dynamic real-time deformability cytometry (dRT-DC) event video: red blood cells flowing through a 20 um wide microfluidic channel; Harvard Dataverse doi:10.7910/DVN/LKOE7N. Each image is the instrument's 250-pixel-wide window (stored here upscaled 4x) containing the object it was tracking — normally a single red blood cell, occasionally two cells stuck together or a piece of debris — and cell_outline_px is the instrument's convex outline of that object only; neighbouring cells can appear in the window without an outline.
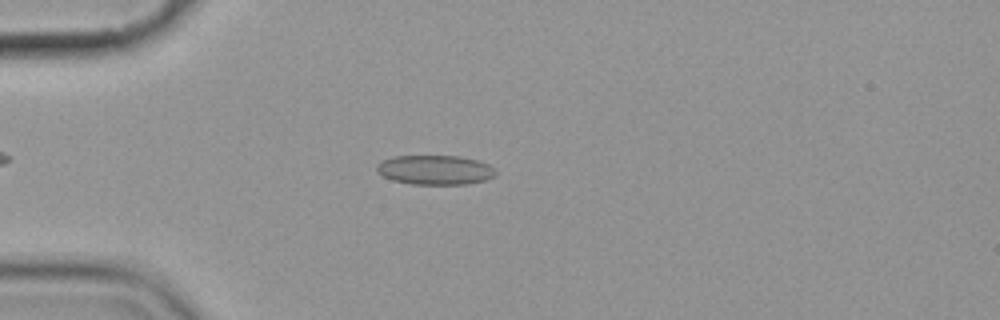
{"species": "common noctule bat (a hibernating species)", "species_latin": "Nyctalus noctula", "temperature_condition": "cold", "stored_images_in_passage": 7, "camera_frame_rate_fps": 3000, "um_per_image_px": 0.085, "animal": {"sex": "female", "body_mass_g": 19.9}, "frame": {"image": 1, "passage_image": 4, "time_ms": 3.667, "image_size_px": [1000, 320], "cell_outline_px": [[496, 176], [484, 180], [468, 184], [412, 184], [392, 180], [376, 172], [376, 164], [380, 160], [392, 156], [460, 156], [480, 160], [488, 164], [496, 172]], "centroid_in_image_um": [36.95, 14.43], "position_along_channel_um": 48.0, "area_um2": 20.63}}
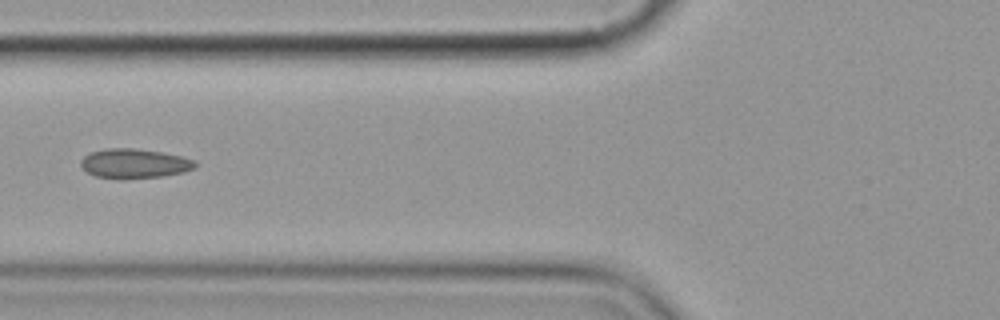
{"frame": {"image": 2, "passage_image": 6, "time_ms": 6.0, "image_size_px": [1000, 320], "cell_outline_px": [[196, 168], [184, 172], [164, 176], [124, 180], [120, 180], [96, 176], [88, 172], [80, 164], [80, 160], [84, 156], [92, 152], [108, 148], [132, 148], [160, 152], [180, 156], [196, 160]], "centroid_in_image_um": [11.44, 13.92], "position_along_channel_um": 114.4, "area_um2": 19.83}}
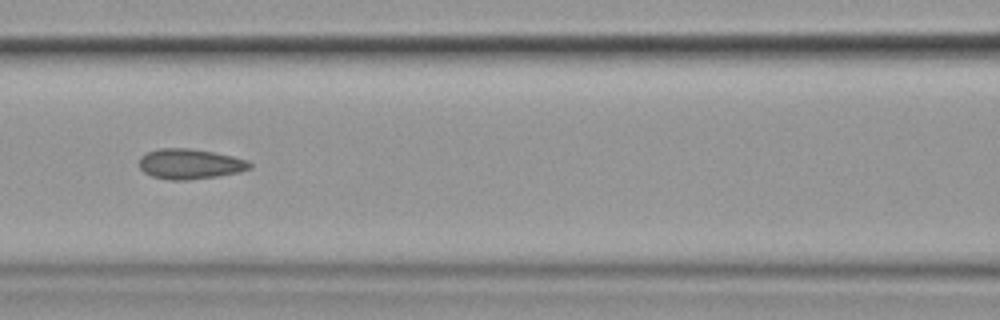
{"frame": {"image": 3, "passage_image": 7, "time_ms": 7.0, "image_size_px": [1000, 320], "cell_outline_px": [[252, 168], [240, 172], [216, 176], [188, 180], [168, 180], [152, 176], [144, 172], [140, 168], [140, 156], [148, 152], [160, 148], [188, 148], [212, 152], [232, 156], [248, 160], [252, 164]], "centroid_in_image_um": [16.16, 13.94], "position_along_channel_um": 150.4, "area_um2": 19.42}}